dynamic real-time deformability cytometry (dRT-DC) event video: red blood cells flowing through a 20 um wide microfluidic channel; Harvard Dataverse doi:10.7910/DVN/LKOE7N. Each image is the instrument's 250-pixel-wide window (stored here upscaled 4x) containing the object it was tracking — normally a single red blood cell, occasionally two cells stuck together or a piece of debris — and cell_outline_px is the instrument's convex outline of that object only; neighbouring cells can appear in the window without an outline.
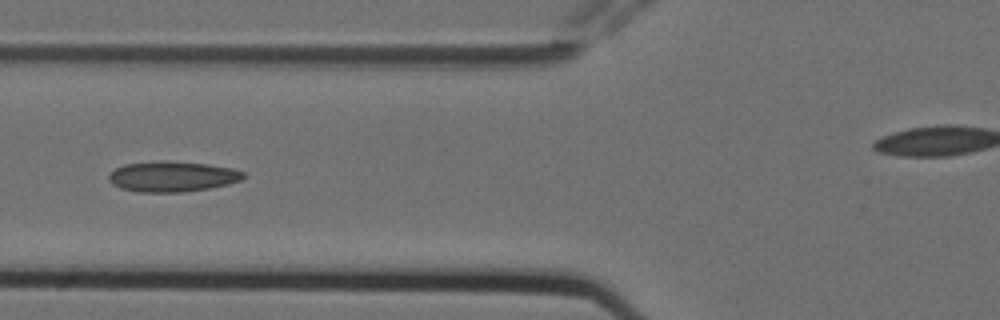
{"species": "Egyptian fruit bat (a non-hibernating species)", "species_latin": "Rousettus aegyptiacus", "temperature_condition": "cold", "stored_images_in_passage": 8, "camera_frame_rate_fps": 3000, "um_per_image_px": 0.085, "animal": {"sex": "female"}, "frame": {"image": 1, "passage_image": 4, "time_ms": 1.0, "image_size_px": [1000, 320], "cell_outline_px": [[248, 176], [240, 180], [228, 184], [208, 188], [184, 192], [140, 192], [120, 188], [112, 184], [108, 180], [108, 176], [116, 168], [124, 164], [160, 160], [168, 160], [208, 164], [232, 168], [244, 172]], "centroid_in_image_um": [14.65, 14.99], "position_along_channel_um": 111.1, "area_um2": 24.1}}
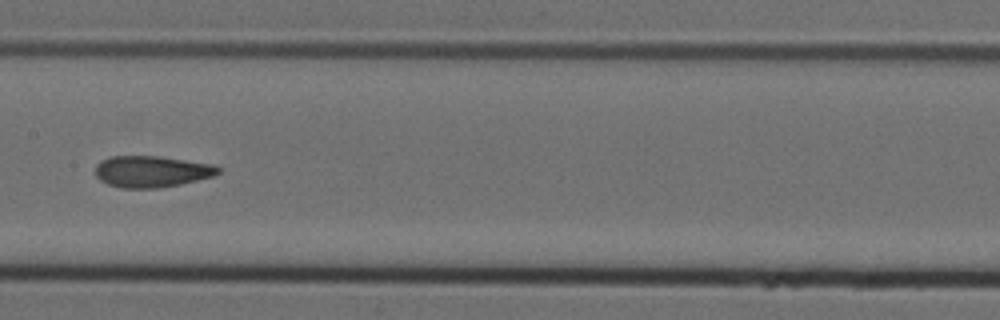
{"frame": {"image": 2, "passage_image": 6, "time_ms": 1.667, "image_size_px": [1000, 320], "cell_outline_px": [[220, 172], [212, 176], [180, 184], [156, 188], [124, 188], [108, 184], [100, 180], [96, 176], [96, 164], [100, 160], [112, 156], [156, 156], [216, 164], [220, 168]], "centroid_in_image_um": [12.88, 14.57], "position_along_channel_um": 194.5, "area_um2": 22.43}}
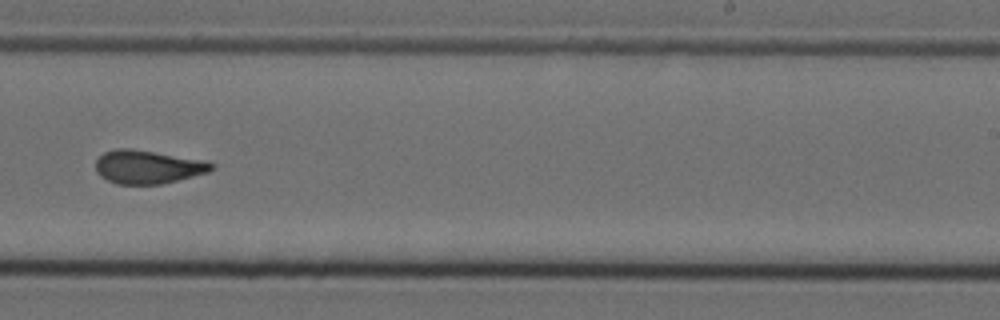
{"frame": {"image": 3, "passage_image": 8, "time_ms": 2.333, "image_size_px": [1000, 320], "cell_outline_px": [[216, 168], [208, 172], [160, 184], [116, 184], [100, 176], [96, 172], [96, 160], [104, 152], [116, 148], [132, 148], [208, 160], [216, 164]], "centroid_in_image_um": [12.59, 14.17], "position_along_channel_um": 276.4, "area_um2": 22.83}}